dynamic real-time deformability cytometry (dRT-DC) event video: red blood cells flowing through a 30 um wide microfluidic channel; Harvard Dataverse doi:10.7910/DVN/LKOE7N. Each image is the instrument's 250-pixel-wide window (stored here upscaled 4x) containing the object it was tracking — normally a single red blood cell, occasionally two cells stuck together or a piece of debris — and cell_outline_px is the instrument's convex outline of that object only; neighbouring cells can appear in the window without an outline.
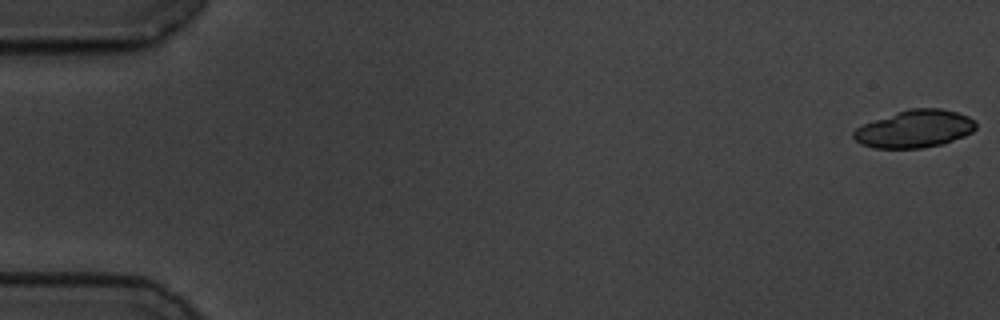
{"species": "common noctule bat (a hibernating species)", "species_latin": "Nyctalus noctula", "temperature_condition": "cold", "stored_images_in_passage": 57, "camera_frame_rate_fps": 3000, "um_per_image_px": 0.085, "animal": {"sex": "male", "body_mass_g": 19.5, "forearm_length_mm": 54.6}, "frame": {"image": 1, "passage_image": 1, "time_ms": 0.0, "image_size_px": [1000, 320], "cell_outline_px": [[976, 128], [972, 132], [964, 136], [940, 144], [920, 148], [876, 148], [860, 144], [852, 136], [852, 132], [856, 128], [864, 124], [896, 112], [908, 108], [940, 108], [956, 112], [968, 116], [976, 120]], "centroid_in_image_um": [77.75, 10.95], "position_along_channel_um": 7.3, "area_um2": 26.65}}
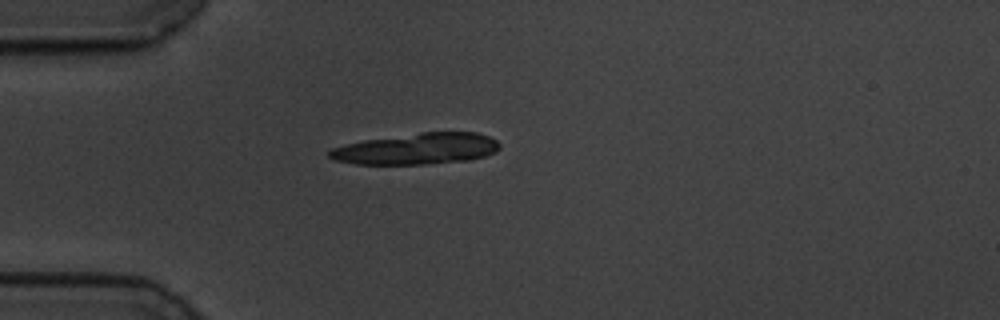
{"frame": {"image": 2, "passage_image": 16, "time_ms": 5.0, "image_size_px": [1000, 320], "cell_outline_px": [[500, 148], [496, 152], [484, 156], [468, 160], [424, 164], [356, 164], [332, 160], [328, 156], [328, 152], [332, 148], [364, 140], [420, 132], [476, 132], [488, 136], [496, 140], [500, 144]], "centroid_in_image_um": [35.44, 12.65], "position_along_channel_um": 49.6, "area_um2": 30.92}}